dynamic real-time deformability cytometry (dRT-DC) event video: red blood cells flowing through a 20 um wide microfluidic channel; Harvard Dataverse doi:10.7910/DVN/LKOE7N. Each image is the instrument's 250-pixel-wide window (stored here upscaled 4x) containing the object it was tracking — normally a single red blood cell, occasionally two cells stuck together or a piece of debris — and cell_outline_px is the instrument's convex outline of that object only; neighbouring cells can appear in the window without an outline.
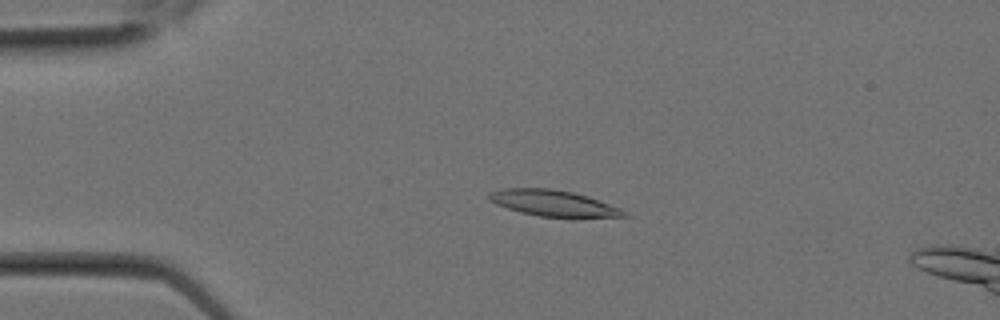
{"species": "Egyptian fruit bat (a non-hibernating species)", "species_latin": "Rousettus aegyptiacus", "temperature_condition": "room temperature", "stored_images_in_passage": 3, "camera_frame_rate_fps": 3000, "um_per_image_px": 0.085, "animal": {"sex": "female"}, "frame": {"image": 1, "passage_image": 2, "time_ms": 0.333, "image_size_px": [1000, 320], "cell_outline_px": [[632, 216], [572, 220], [540, 216], [520, 212], [496, 204], [488, 200], [488, 192], [504, 188], [552, 188], [572, 192], [588, 196], [620, 208], [628, 212]], "centroid_in_image_um": [47.14, 17.32], "position_along_channel_um": 37.9, "area_um2": 21.5}}